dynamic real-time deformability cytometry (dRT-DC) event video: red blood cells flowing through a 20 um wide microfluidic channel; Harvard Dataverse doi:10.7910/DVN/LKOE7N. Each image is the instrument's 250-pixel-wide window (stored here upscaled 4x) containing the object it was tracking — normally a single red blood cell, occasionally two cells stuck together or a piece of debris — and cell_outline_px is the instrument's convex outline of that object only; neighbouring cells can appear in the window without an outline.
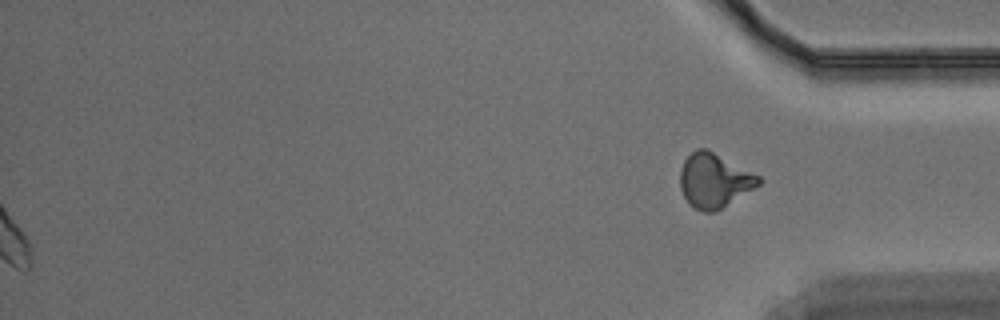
{"species": "Egyptian fruit bat (a non-hibernating species)", "species_latin": "Rousettus aegyptiacus", "temperature_condition": "warm", "stored_images_in_passage": 51, "segment_of_instrument_passage": [2, 2], "camera_frame_rate_fps": 3000, "um_per_image_px": 0.085, "animal": {"sex": "male"}, "frame": {"image": 1, "passage_image": 51, "time_ms": 16.667, "image_size_px": [1000, 320], "cell_outline_px": [[764, 180], [760, 184], [720, 208], [712, 212], [704, 212], [692, 208], [688, 204], [680, 188], [680, 168], [684, 160], [696, 148], [708, 148], [760, 176]], "centroid_in_image_um": [60.68, 15.32], "position_along_channel_um": 374.5, "area_um2": 24.85}}